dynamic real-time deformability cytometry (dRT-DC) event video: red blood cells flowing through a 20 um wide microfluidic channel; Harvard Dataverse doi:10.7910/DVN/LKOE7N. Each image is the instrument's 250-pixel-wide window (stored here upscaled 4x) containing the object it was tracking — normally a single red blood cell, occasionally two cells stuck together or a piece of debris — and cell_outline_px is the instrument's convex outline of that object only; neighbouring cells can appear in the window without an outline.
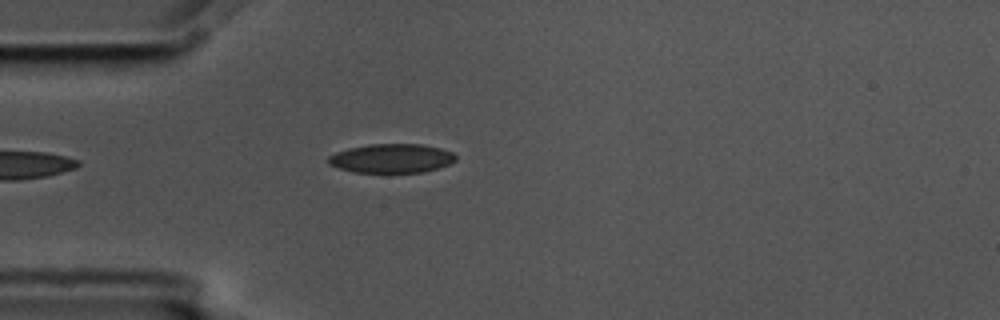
{"species": "common noctule bat (a hibernating species)", "species_latin": "Nyctalus noctula", "temperature_condition": "cold", "stored_images_in_passage": 4, "camera_frame_rate_fps": 3000, "um_per_image_px": 0.085, "animal": {"sex": "male", "body_mass_g": 17.5, "forearm_length_mm": 52.3}, "frame": {"image": 1, "passage_image": 4, "time_ms": 1.0, "image_size_px": [1000, 320], "cell_outline_px": [[456, 160], [448, 164], [436, 168], [420, 172], [352, 172], [328, 164], [328, 156], [336, 152], [348, 148], [368, 144], [420, 144], [440, 148], [452, 152], [456, 156]], "centroid_in_image_um": [33.25, 13.45], "position_along_channel_um": 51.8, "area_um2": 21.39}}